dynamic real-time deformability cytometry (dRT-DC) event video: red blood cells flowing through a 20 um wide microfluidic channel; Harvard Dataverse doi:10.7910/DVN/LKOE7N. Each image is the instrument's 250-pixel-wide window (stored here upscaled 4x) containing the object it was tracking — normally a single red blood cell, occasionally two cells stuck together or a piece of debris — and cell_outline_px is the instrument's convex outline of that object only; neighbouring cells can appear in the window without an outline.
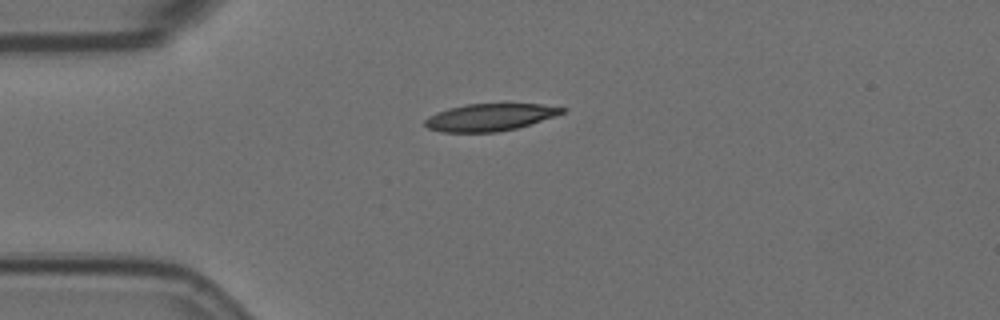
{"species": "Egyptian fruit bat (a non-hibernating species)", "species_latin": "Rousettus aegyptiacus", "temperature_condition": "room temperature", "stored_images_in_passage": 1, "camera_frame_rate_fps": 3000, "um_per_image_px": 0.085, "animal": {"sex": "female"}, "frame": {"image": 1, "passage_image": 1, "time_ms": 0.0, "image_size_px": [1000, 320], "cell_outline_px": [[568, 108], [564, 112], [516, 128], [496, 132], [440, 132], [428, 128], [424, 124], [424, 120], [428, 116], [436, 112], [448, 108], [468, 104], [540, 104]], "centroid_in_image_um": [41.57, 9.96], "position_along_channel_um": 43.4, "area_um2": 21.5}}